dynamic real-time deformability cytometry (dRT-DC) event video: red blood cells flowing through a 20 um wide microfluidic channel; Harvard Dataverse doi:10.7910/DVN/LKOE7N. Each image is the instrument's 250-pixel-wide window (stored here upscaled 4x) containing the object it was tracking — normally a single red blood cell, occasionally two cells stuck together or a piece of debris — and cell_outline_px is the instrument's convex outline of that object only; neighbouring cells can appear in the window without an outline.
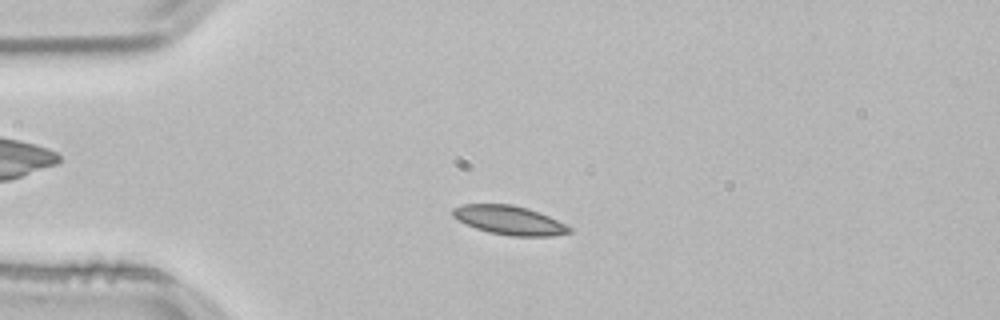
{"species": "common noctule bat (a hibernating species)", "species_latin": "Nyctalus noctula", "temperature_condition": "room temperature", "stored_images_in_passage": 46, "camera_frame_rate_fps": 3000, "um_per_image_px": 0.085, "animal": {"sex": "male", "body_mass_g": 21.5, "forearm_length_mm": 52.0}, "frame": {"image": 1, "passage_image": 6, "time_ms": 1.667, "image_size_px": [1000, 320], "cell_outline_px": [[572, 232], [552, 236], [508, 236], [488, 232], [476, 228], [452, 216], [452, 208], [464, 204], [512, 204], [528, 208], [548, 216], [572, 228]], "centroid_in_image_um": [43.29, 18.72], "position_along_channel_um": 41.7, "area_um2": 19.54}}
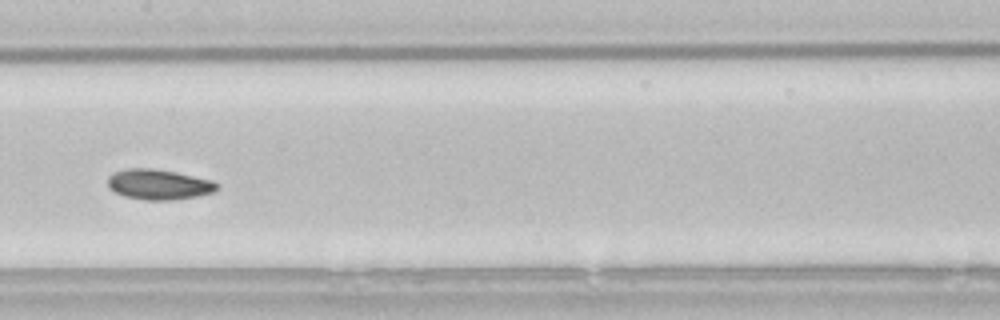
{"frame": {"image": 2, "passage_image": 20, "time_ms": 6.333, "image_size_px": [1000, 320], "cell_outline_px": [[220, 188], [212, 192], [196, 196], [172, 200], [144, 200], [124, 196], [108, 188], [108, 176], [112, 172], [128, 168], [152, 168], [176, 172], [212, 180]], "centroid_in_image_um": [13.46, 15.67], "position_along_channel_um": 193.9, "area_um2": 19.31}}
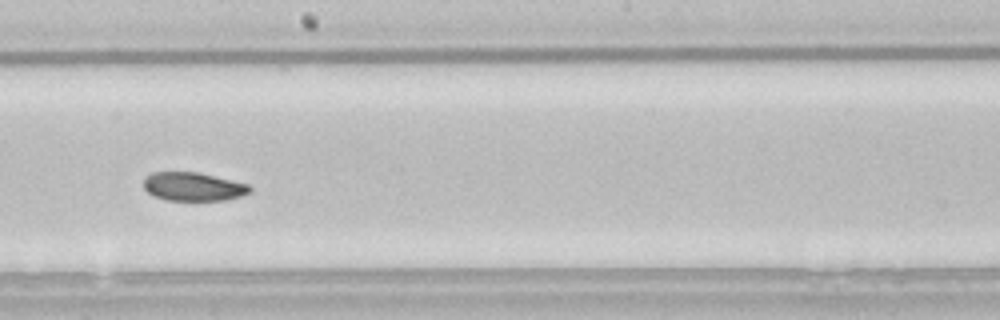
{"frame": {"image": 3, "passage_image": 23, "time_ms": 7.333, "image_size_px": [1000, 320], "cell_outline_px": [[252, 192], [228, 200], [164, 200], [152, 196], [144, 188], [144, 180], [152, 172], [196, 172], [248, 184], [252, 188]], "centroid_in_image_um": [16.42, 15.87], "position_along_channel_um": 231.8, "area_um2": 17.63}, "authors_computed_cell_mechanics": {"area_um2": 18.9873, "velocity_mm_per_s": 3.8013, "shape_relaxation_time_tau1_ms": 2.592, "shape_relaxation_time_tau2_ms": null, "deformation_change_tau1": 0.0669, "deformation_change_tau2": null}}